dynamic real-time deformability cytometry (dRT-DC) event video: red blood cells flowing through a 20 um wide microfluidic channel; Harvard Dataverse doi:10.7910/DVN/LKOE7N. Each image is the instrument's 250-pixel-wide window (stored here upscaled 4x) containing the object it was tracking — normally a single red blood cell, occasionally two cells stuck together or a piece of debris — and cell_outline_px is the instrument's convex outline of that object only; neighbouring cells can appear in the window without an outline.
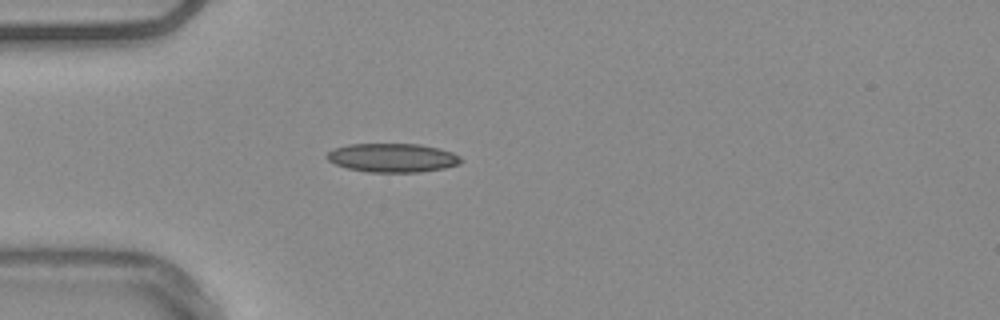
{"species": "common noctule bat (a hibernating species)", "species_latin": "Nyctalus noctula", "temperature_condition": "warm", "stored_images_in_passage": 53, "camera_frame_rate_fps": 3000, "um_per_image_px": 0.085, "animal": {"sex": "male", "body_mass_g": 20.4}, "frame": {"image": 1, "passage_image": 15, "time_ms": 4.667, "image_size_px": [1000, 320], "cell_outline_px": [[464, 160], [460, 164], [444, 168], [420, 172], [368, 172], [348, 168], [336, 164], [328, 160], [324, 156], [332, 148], [348, 144], [420, 144], [440, 148], [452, 152], [460, 156]], "centroid_in_image_um": [33.37, 13.4], "position_along_channel_um": 51.6, "area_um2": 22.72}}
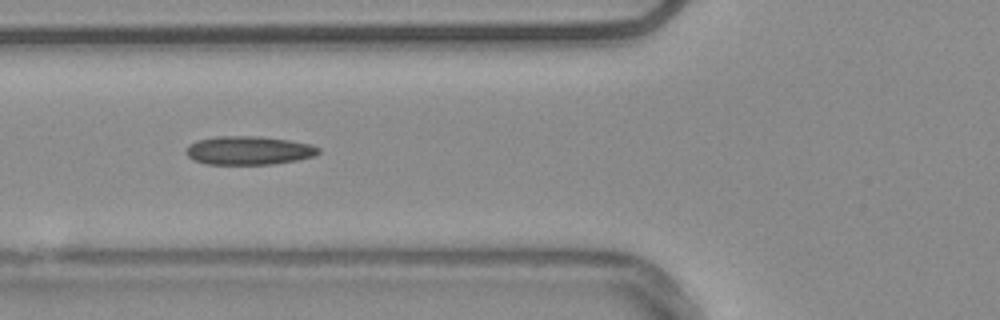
{"frame": {"image": 2, "passage_image": 20, "time_ms": 6.333, "image_size_px": [1000, 320], "cell_outline_px": [[320, 152], [316, 156], [296, 160], [272, 164], [204, 164], [192, 160], [184, 152], [188, 144], [200, 140], [216, 136], [260, 136], [288, 140], [312, 144], [320, 148]], "centroid_in_image_um": [21.13, 12.79], "position_along_channel_um": 104.7, "area_um2": 22.25}}
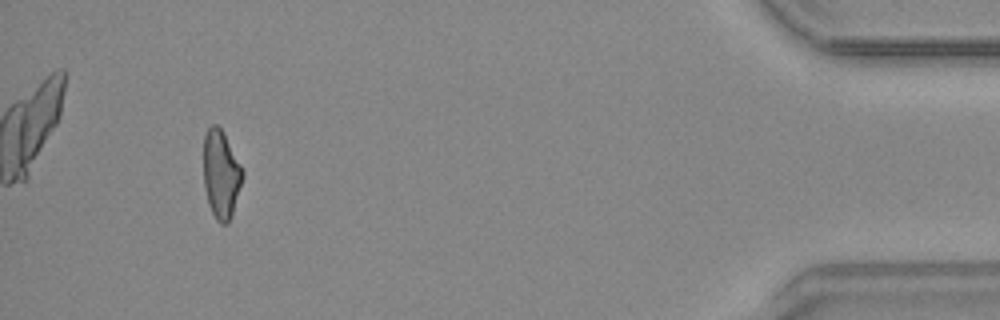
{"frame": {"image": 3, "passage_image": 50, "time_ms": 16.333, "image_size_px": [1000, 320], "cell_outline_px": [[244, 176], [228, 224], [220, 224], [216, 220], [208, 204], [204, 188], [204, 136], [208, 128], [212, 124], [216, 124], [220, 128], [244, 168]], "centroid_in_image_um": [18.79, 14.82], "position_along_channel_um": 416.4, "area_um2": 20.06}, "authors_computed_cell_mechanics": {"area_um2": 21.0392, "velocity_mm_per_s": 3.7932, "shape_relaxation_time_tau1_ms": null, "shape_relaxation_time_tau2_ms": 2.9932, "deformation_change_tau1": null, "deformation_change_tau2": 0.1102}}